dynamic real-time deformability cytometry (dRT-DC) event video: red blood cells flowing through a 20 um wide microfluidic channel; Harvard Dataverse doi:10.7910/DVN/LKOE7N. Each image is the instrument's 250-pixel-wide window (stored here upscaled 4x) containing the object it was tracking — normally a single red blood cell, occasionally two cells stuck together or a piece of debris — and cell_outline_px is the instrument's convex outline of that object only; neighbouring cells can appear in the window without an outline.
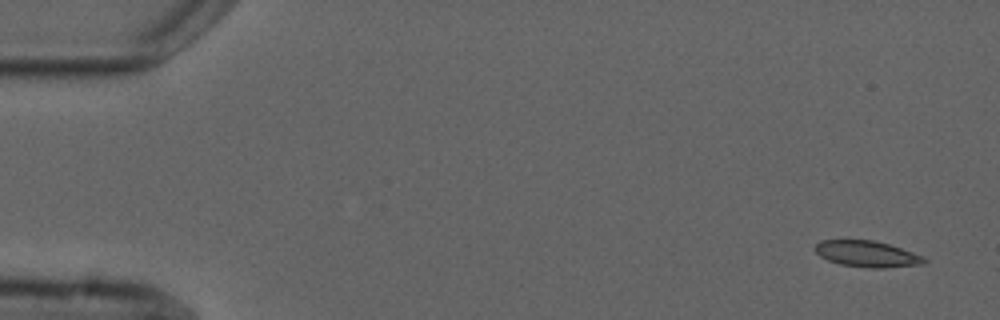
{"species": "common noctule bat (a hibernating species)", "species_latin": "Nyctalus noctula", "temperature_condition": "cold", "stored_images_in_passage": 4, "camera_frame_rate_fps": 3000, "um_per_image_px": 0.085, "animal": {"sex": "male", "forearm_length_mm": 52.5}, "frame": {"image": 1, "passage_image": 1, "time_ms": 0.0, "image_size_px": [1000, 320], "cell_outline_px": [[928, 260], [924, 264], [884, 268], [868, 268], [840, 264], [828, 260], [820, 256], [812, 248], [820, 240], [872, 240], [888, 244], [924, 256]], "centroid_in_image_um": [73.69, 21.59], "position_along_channel_um": 11.3, "area_um2": 16.7}}
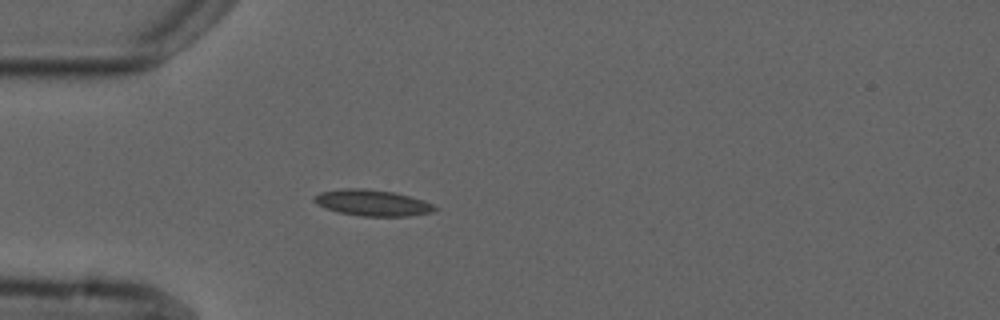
{"frame": {"image": 2, "passage_image": 4, "time_ms": 4.333, "image_size_px": [1000, 320], "cell_outline_px": [[436, 208], [432, 212], [408, 216], [360, 216], [340, 212], [316, 204], [312, 200], [312, 196], [320, 192], [344, 188], [364, 188], [392, 192], [424, 200], [432, 204]], "centroid_in_image_um": [31.61, 17.23], "position_along_channel_um": 53.4, "area_um2": 18.21}}